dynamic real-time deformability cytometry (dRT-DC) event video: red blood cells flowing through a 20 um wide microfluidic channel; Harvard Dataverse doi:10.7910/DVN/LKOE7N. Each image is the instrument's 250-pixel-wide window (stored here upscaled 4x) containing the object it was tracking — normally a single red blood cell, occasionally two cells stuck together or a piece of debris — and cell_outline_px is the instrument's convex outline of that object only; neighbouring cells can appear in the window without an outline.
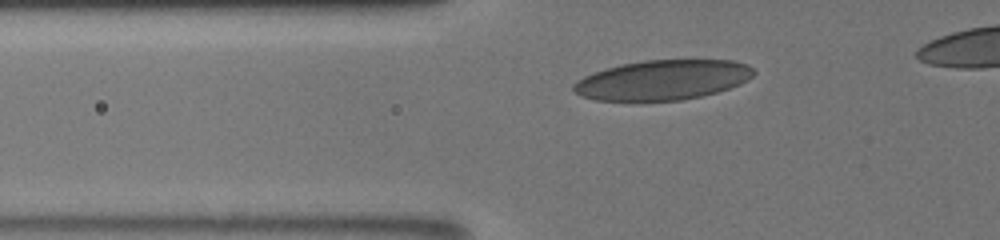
{"species": "human", "species_latin": "Homo sapiens", "temperature_condition": "room temperature", "stored_images_in_passage": 13, "camera_frame_rate_fps": 3000, "um_per_image_px": 0.085, "donor": {"sex": "male"}, "frame": {"image": 1, "passage_image": 6, "time_ms": 2.667, "image_size_px": [1000, 240], "cell_outline_px": [[756, 72], [748, 80], [740, 84], [716, 92], [700, 96], [680, 100], [596, 100], [580, 96], [572, 88], [572, 84], [576, 80], [584, 76], [608, 68], [624, 64], [644, 60], [732, 60], [748, 64]], "centroid_in_image_um": [56.34, 6.79], "position_along_channel_um": 69.5, "area_um2": 41.56}}
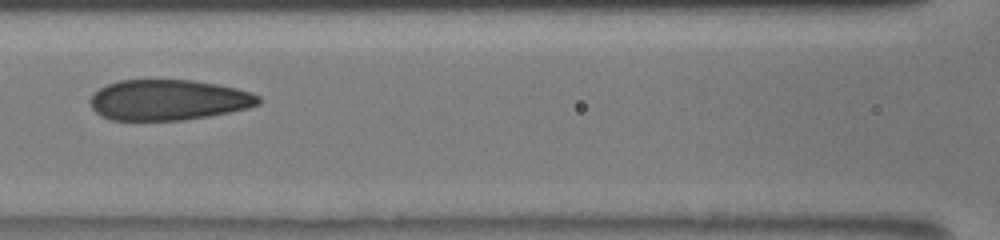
{"frame": {"image": 2, "passage_image": 10, "time_ms": 5.0, "image_size_px": [1000, 240], "cell_outline_px": [[264, 100], [260, 104], [248, 108], [208, 116], [184, 120], [112, 120], [100, 116], [92, 108], [92, 96], [100, 88], [108, 84], [120, 80], [192, 80], [216, 84], [236, 88], [252, 92], [260, 96]], "centroid_in_image_um": [14.36, 8.5], "position_along_channel_um": 152.2, "area_um2": 39.77}}